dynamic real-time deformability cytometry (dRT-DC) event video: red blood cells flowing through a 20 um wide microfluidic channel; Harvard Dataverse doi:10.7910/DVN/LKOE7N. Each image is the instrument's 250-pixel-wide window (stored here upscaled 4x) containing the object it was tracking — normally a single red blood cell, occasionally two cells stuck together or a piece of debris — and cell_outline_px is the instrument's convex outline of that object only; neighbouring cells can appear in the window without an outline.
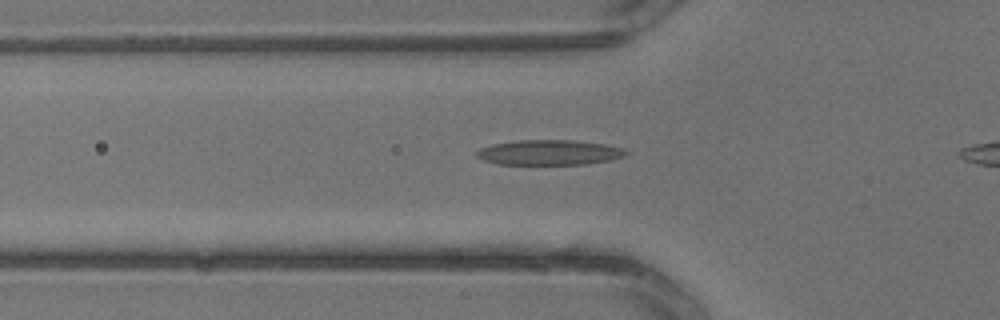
{"species": "common noctule bat (a hibernating species)", "species_latin": "Nyctalus noctula", "temperature_condition": "warm", "stored_images_in_passage": 6, "camera_frame_rate_fps": 3000, "um_per_image_px": 0.085, "animal": {"sex": "male", "body_mass_g": 13.3}, "frame": {"image": 1, "passage_image": 5, "time_ms": 1.333, "image_size_px": [1000, 320], "cell_outline_px": [[628, 152], [624, 156], [612, 160], [588, 164], [500, 164], [484, 160], [476, 156], [476, 152], [480, 148], [492, 144], [516, 140], [576, 140], [604, 144], [624, 148]], "centroid_in_image_um": [46.71, 12.95], "position_along_channel_um": 79.1, "area_um2": 21.91}}